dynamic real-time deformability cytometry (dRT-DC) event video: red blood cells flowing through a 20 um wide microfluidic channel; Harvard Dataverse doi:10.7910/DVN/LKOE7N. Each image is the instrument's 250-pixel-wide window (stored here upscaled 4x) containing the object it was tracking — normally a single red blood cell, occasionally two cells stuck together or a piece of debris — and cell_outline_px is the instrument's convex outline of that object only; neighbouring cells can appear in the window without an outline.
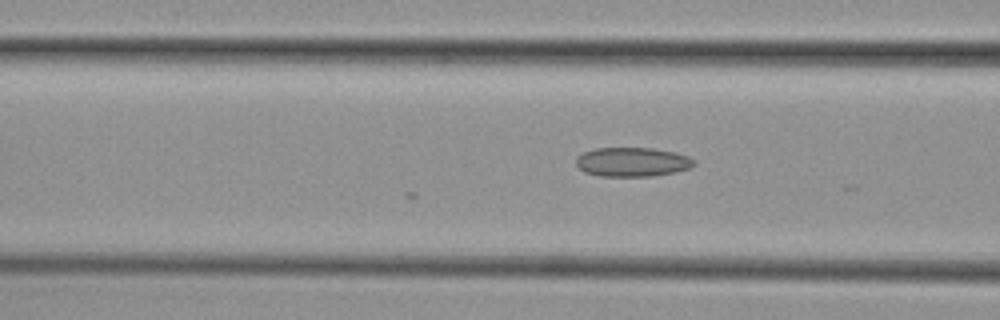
{"species": "common noctule bat (a hibernating species)", "species_latin": "Nyctalus noctula", "temperature_condition": "cold", "stored_images_in_passage": 21, "camera_frame_rate_fps": 3000, "um_per_image_px": 0.085, "animal": {"sex": "female", "body_mass_g": 29.2, "forearm_length_mm": 56.3}, "frame": {"image": 1, "passage_image": 21, "time_ms": 6.667, "image_size_px": [1000, 320], "cell_outline_px": [[696, 164], [688, 168], [676, 172], [652, 176], [600, 176], [584, 172], [576, 164], [576, 156], [584, 152], [596, 148], [652, 148], [676, 152], [688, 156], [696, 160]], "centroid_in_image_um": [53.76, 13.76], "position_along_channel_um": 112.8, "area_um2": 20.17}}